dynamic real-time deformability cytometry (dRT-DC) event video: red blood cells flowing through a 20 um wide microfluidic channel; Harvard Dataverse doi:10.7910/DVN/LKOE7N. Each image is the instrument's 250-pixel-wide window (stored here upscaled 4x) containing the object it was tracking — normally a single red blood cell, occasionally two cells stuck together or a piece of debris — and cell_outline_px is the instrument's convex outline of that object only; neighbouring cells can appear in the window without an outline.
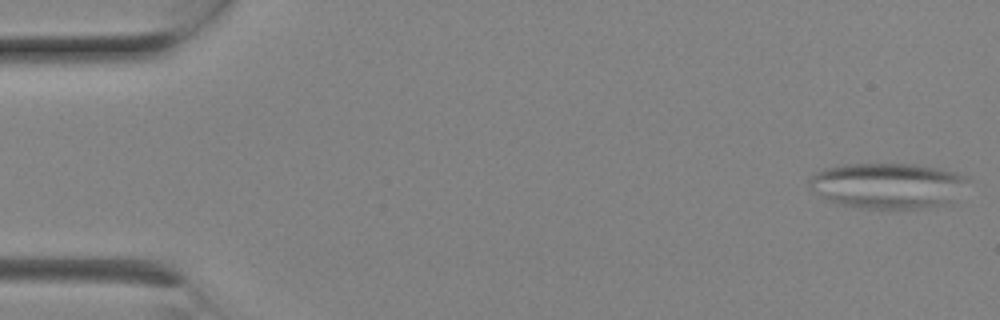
{"species": "Egyptian fruit bat (a non-hibernating species)", "species_latin": "Rousettus aegyptiacus", "temperature_condition": "room temperature", "stored_images_in_passage": 10, "camera_frame_rate_fps": 3000, "um_per_image_px": 0.085, "animal": {"sex": "female"}, "frame": {"image": 1, "passage_image": 1, "time_ms": 0.0, "image_size_px": [1000, 320], "cell_outline_px": [[972, 180], [952, 204], [920, 208], [864, 208], [840, 204], [824, 200], [812, 188], [808, 180], [812, 172], [824, 168], [844, 164], [916, 164], [956, 172], [968, 176]], "centroid_in_image_um": [75.51, 15.77], "position_along_channel_um": 9.5, "area_um2": 42.83}}
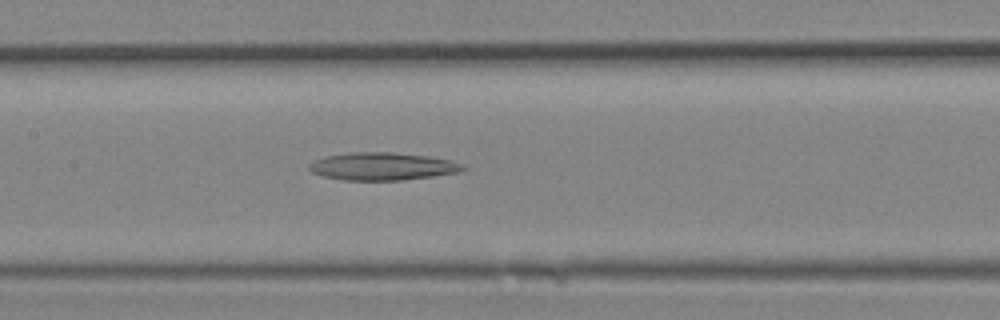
{"frame": {"image": 2, "passage_image": 10, "time_ms": 3.0, "image_size_px": [1000, 320], "cell_outline_px": [[468, 168], [460, 172], [404, 180], [344, 180], [324, 176], [312, 172], [308, 168], [308, 164], [316, 160], [328, 156], [352, 152], [392, 152], [428, 156], [448, 160], [464, 164]], "centroid_in_image_um": [32.54, 14.14], "position_along_channel_um": 174.9, "area_um2": 24.68}}